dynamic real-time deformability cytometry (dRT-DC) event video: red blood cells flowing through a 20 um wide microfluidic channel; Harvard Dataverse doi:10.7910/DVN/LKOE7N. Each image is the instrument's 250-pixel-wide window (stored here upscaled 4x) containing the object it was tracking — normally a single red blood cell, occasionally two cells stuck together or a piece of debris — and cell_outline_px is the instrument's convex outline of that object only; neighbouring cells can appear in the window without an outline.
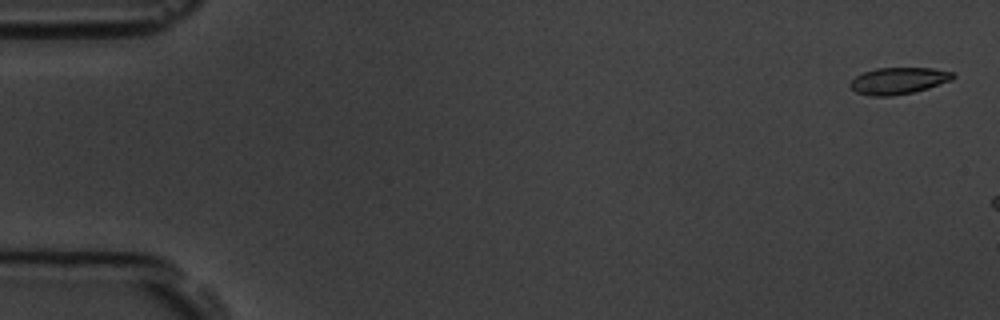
{"species": "common noctule bat (a hibernating species)", "species_latin": "Nyctalus noctula", "temperature_condition": "room temperature", "stored_images_in_passage": 3, "camera_frame_rate_fps": 3000, "um_per_image_px": 0.085, "animal": {"sex": "male", "body_mass_g": 19.5, "forearm_length_mm": 54.6}, "frame": {"image": 1, "passage_image": 1, "time_ms": 0.0, "image_size_px": [1000, 320], "cell_outline_px": [[956, 76], [952, 80], [928, 88], [912, 92], [892, 96], [872, 96], [856, 92], [848, 84], [856, 76], [864, 72], [876, 68], [932, 68], [956, 72]], "centroid_in_image_um": [76.4, 6.86], "position_along_channel_um": 8.6, "area_um2": 16.01}}